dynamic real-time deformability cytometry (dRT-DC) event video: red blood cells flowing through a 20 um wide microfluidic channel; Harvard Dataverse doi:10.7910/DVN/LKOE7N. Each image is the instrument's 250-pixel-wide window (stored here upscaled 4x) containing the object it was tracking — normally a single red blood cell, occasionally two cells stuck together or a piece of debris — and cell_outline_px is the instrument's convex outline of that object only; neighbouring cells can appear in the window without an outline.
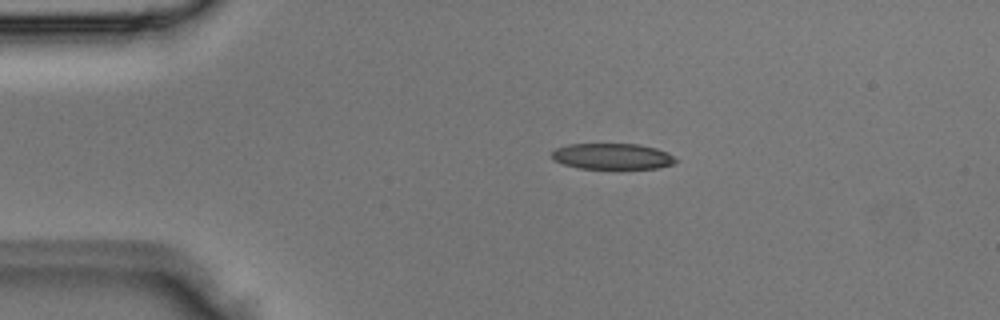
{"species": "Egyptian fruit bat (a non-hibernating species)", "species_latin": "Rousettus aegyptiacus", "temperature_condition": "room temperature", "stored_images_in_passage": 2, "camera_frame_rate_fps": 3000, "um_per_image_px": 0.085, "animal": {"sex": "male"}, "frame": {"image": 1, "passage_image": 1, "time_ms": 0.0, "image_size_px": [1000, 320], "cell_outline_px": [[680, 160], [672, 164], [660, 168], [620, 172], [580, 168], [564, 164], [552, 160], [552, 152], [556, 148], [568, 144], [640, 144], [656, 148], [668, 152]], "centroid_in_image_um": [52.12, 13.34], "position_along_channel_um": 32.9, "area_um2": 19.94}}